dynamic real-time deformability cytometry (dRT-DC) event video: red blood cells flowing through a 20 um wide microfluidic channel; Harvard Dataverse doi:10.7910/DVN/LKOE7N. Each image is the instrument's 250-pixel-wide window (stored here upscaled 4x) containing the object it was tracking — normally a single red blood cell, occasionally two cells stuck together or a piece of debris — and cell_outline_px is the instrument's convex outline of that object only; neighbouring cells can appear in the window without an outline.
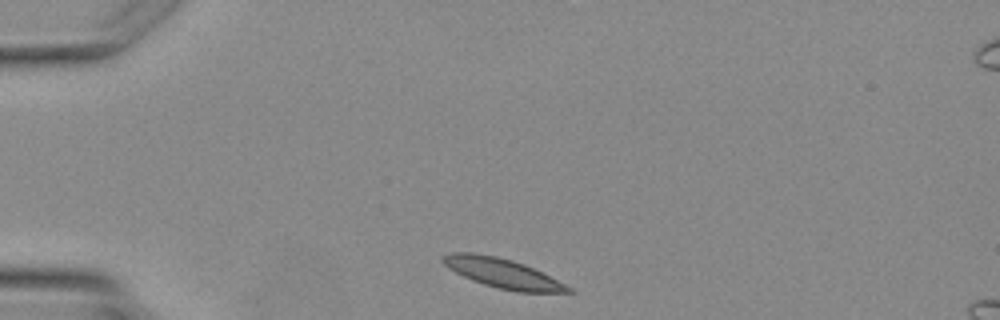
{"species": "Egyptian fruit bat (a non-hibernating species)", "species_latin": "Rousettus aegyptiacus", "temperature_condition": "warm", "stored_images_in_passage": 2, "camera_frame_rate_fps": 3000, "um_per_image_px": 0.085, "animal": {"sex": "female"}, "frame": {"image": 1, "passage_image": 1, "time_ms": 0.0, "image_size_px": [1000, 320], "cell_outline_px": [[576, 292], [516, 292], [484, 284], [472, 280], [448, 268], [440, 260], [440, 256], [452, 252], [472, 252], [496, 256], [512, 260], [524, 264], [572, 288]], "centroid_in_image_um": [42.66, 23.21], "position_along_channel_um": 42.3, "area_um2": 21.27}}